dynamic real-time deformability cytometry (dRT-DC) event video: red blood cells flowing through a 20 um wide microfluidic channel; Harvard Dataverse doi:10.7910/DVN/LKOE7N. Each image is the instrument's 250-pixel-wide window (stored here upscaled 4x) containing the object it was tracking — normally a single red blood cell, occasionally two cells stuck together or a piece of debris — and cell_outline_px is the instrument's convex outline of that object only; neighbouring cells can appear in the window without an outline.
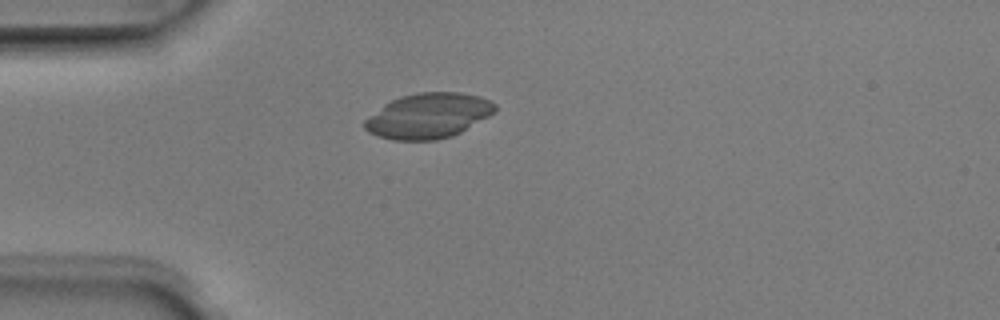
{"species": "Egyptian fruit bat (a non-hibernating species)", "species_latin": "Rousettus aegyptiacus", "temperature_condition": "room temperature", "stored_images_in_passage": 1, "camera_frame_rate_fps": 3000, "um_per_image_px": 0.085, "animal": {"sex": "male"}, "frame": {"image": 1, "passage_image": 1, "time_ms": 0.0, "image_size_px": [1000, 320], "cell_outline_px": [[496, 112], [460, 132], [452, 136], [436, 140], [392, 140], [376, 136], [368, 132], [364, 128], [364, 120], [368, 116], [384, 104], [400, 96], [420, 92], [460, 92], [480, 96], [496, 104]], "centroid_in_image_um": [36.39, 9.84], "position_along_channel_um": 48.6, "area_um2": 34.39}}